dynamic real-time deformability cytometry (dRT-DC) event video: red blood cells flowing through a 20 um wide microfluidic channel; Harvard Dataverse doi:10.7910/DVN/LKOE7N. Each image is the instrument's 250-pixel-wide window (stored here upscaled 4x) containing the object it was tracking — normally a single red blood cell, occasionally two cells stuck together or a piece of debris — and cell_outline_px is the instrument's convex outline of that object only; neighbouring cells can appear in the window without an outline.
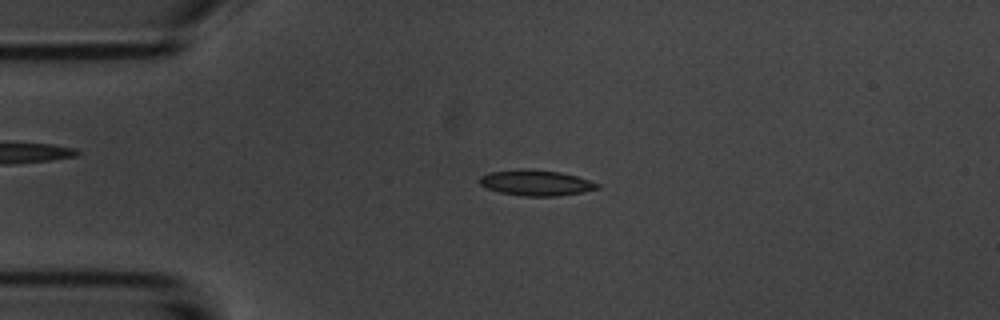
{"species": "common noctule bat (a hibernating species)", "species_latin": "Nyctalus noctula", "temperature_condition": "room temperature", "stored_images_in_passage": 5, "camera_frame_rate_fps": 3000, "um_per_image_px": 0.085, "animal": {"sex": "male", "body_mass_g": 20.1, "forearm_length_mm": 53.5}, "frame": {"image": 1, "passage_image": 3, "time_ms": 2.333, "image_size_px": [1000, 320], "cell_outline_px": [[600, 188], [584, 192], [556, 196], [524, 196], [500, 192], [488, 188], [480, 184], [480, 176], [492, 172], [524, 168], [528, 168], [560, 172], [576, 176], [600, 184]], "centroid_in_image_um": [45.59, 15.53], "position_along_channel_um": 39.4, "area_um2": 17.51}}